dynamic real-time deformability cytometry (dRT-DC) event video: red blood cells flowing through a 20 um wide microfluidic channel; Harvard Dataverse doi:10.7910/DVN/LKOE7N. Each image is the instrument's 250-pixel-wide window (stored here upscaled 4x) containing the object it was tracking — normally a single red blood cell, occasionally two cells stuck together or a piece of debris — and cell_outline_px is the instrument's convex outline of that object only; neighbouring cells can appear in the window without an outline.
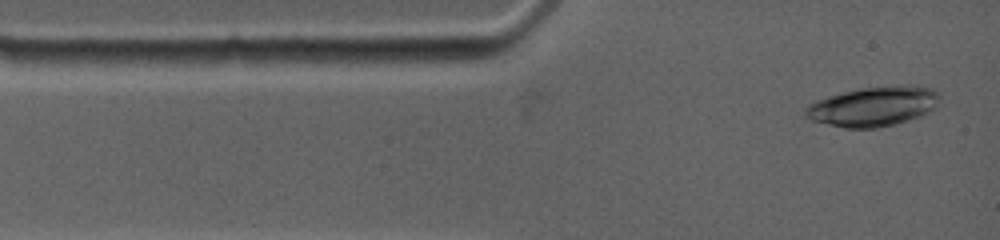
{"species": "common noctule bat (a hibernating species)", "species_latin": "Nyctalus noctula", "temperature_condition": "warm", "stored_images_in_passage": 2, "camera_frame_rate_fps": 4500, "um_per_image_px": 0.085, "animal": {"sex": "female", "body_mass_g": 19.0, "forearm_length_mm": 53.3}, "frame": {"image": 1, "passage_image": 2, "time_ms": 0.889, "image_size_px": [1000, 240], "cell_outline_px": [[940, 96], [936, 108], [920, 116], [892, 124], [876, 128], [844, 128], [812, 120], [804, 112], [804, 108], [808, 104], [816, 100], [844, 92], [864, 88], [900, 84], [912, 84], [932, 88], [940, 92]], "centroid_in_image_um": [74.29, 9.02], "position_along_channel_um": 10.7, "area_um2": 31.04}}